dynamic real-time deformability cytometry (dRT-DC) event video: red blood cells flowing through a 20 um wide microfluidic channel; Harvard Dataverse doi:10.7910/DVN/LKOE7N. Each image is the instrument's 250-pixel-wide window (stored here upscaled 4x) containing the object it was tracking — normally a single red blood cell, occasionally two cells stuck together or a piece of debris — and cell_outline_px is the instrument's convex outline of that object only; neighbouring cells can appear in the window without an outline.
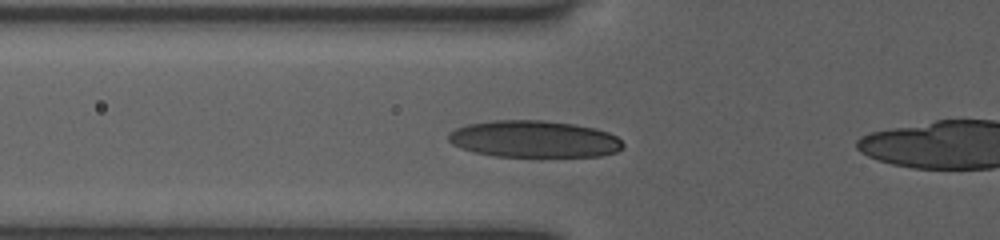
{"species": "human", "species_latin": "Homo sapiens", "temperature_condition": "room temperature", "stored_images_in_passage": 16, "camera_frame_rate_fps": 3000, "um_per_image_px": 0.085, "donor": {"sex": "female"}, "frame": {"image": 1, "passage_image": 14, "time_ms": 4.333, "image_size_px": [1000, 240], "cell_outline_px": [[624, 144], [616, 152], [600, 156], [492, 156], [472, 152], [460, 148], [452, 144], [448, 140], [448, 132], [456, 128], [468, 124], [492, 120], [544, 120], [576, 124], [596, 128], [608, 132], [616, 136]], "centroid_in_image_um": [45.36, 11.81], "position_along_channel_um": 80.4, "area_um2": 37.69}}